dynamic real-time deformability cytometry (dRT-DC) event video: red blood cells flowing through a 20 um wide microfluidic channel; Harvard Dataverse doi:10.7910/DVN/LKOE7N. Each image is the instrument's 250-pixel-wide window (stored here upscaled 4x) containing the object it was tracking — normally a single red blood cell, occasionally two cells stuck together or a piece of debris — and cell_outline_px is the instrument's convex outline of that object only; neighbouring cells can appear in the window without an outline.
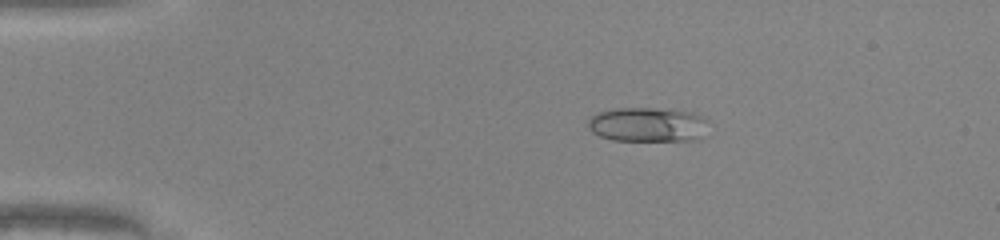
{"species": "common noctule bat (a hibernating species)", "species_latin": "Nyctalus noctula", "temperature_condition": "warm", "stored_images_in_passage": 49, "camera_frame_rate_fps": 3000, "um_per_image_px": 0.085, "animal": {"sex": "male", "body_mass_g": 20.0, "forearm_length_mm": 53.3}, "frame": {"image": 1, "passage_image": 10, "time_ms": 3.0, "image_size_px": [1000, 240], "cell_outline_px": [[708, 120], [700, 140], [612, 140], [600, 136], [592, 132], [588, 128], [588, 120], [596, 112], [616, 108], [652, 108], [692, 112]], "centroid_in_image_um": [55.02, 10.59], "position_along_channel_um": 30.0, "area_um2": 24.1}}
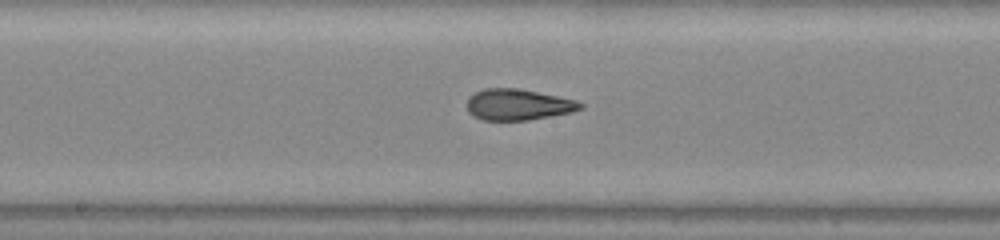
{"frame": {"image": 2, "passage_image": 27, "time_ms": 8.667, "image_size_px": [1000, 240], "cell_outline_px": [[584, 108], [572, 112], [528, 120], [484, 120], [468, 112], [468, 96], [484, 88], [520, 88], [576, 100], [584, 104]], "centroid_in_image_um": [44.06, 8.88], "position_along_channel_um": 204.1, "area_um2": 20.52}}
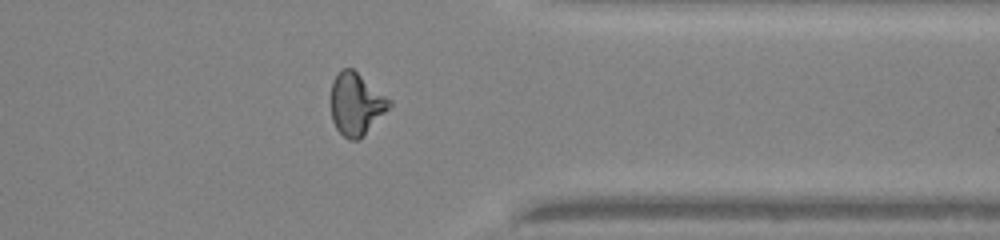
{"frame": {"image": 3, "passage_image": 40, "time_ms": 13.0, "image_size_px": [1000, 240], "cell_outline_px": [[392, 104], [356, 140], [348, 140], [336, 128], [332, 120], [328, 104], [332, 80], [344, 68], [352, 68], [392, 100]], "centroid_in_image_um": [30.2, 8.8], "position_along_channel_um": 381.2, "area_um2": 20.98}, "authors_computed_cell_mechanics": {"area_um2": 21.2704, "velocity_mm_per_s": 4.2346, "shape_relaxation_time_tau1_ms": null, "shape_relaxation_time_tau2_ms": 1.1117, "deformation_change_tau1": null, "deformation_change_tau2": 0.0912}}